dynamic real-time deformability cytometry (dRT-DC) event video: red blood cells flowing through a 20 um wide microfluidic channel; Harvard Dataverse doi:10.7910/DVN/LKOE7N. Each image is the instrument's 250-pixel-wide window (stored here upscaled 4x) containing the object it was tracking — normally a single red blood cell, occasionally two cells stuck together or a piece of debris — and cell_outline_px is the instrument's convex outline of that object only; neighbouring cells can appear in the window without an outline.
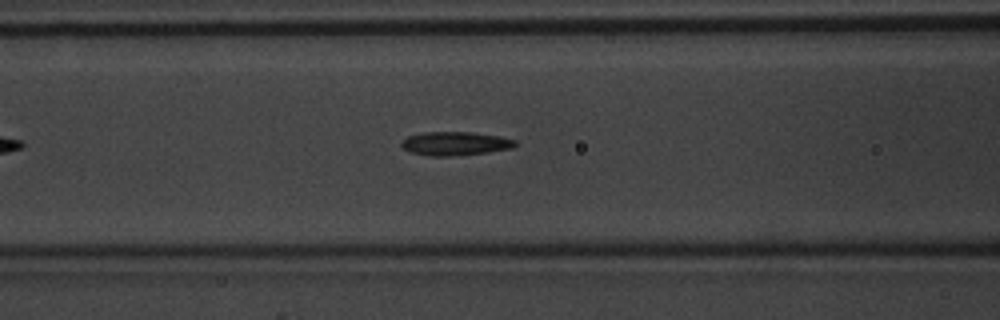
{"species": "common noctule bat (a hibernating species)", "species_latin": "Nyctalus noctula", "temperature_condition": "warm", "stored_images_in_passage": 40, "camera_frame_rate_fps": 3000, "um_per_image_px": 0.085, "animal": {"sex": "male", "body_mass_g": 20.1, "forearm_length_mm": 53.5}, "frame": {"image": 1, "passage_image": 12, "time_ms": 3.667, "image_size_px": [1000, 320], "cell_outline_px": [[516, 144], [512, 148], [488, 152], [448, 156], [432, 156], [408, 152], [400, 144], [408, 136], [424, 132], [472, 132], [500, 136], [516, 140]], "centroid_in_image_um": [38.69, 12.2], "position_along_channel_um": 127.9, "area_um2": 15.61}, "authors_computed_cell_mechanics": {"area_um2": 14.8546, "velocity_mm_per_s": 4.2387, "shape_relaxation_time_tau1_ms": 4.2927, "shape_relaxation_time_tau2_ms": 3.1993, "deformation_change_tau1": 0.1547, "deformation_change_tau2": 0.1326}}